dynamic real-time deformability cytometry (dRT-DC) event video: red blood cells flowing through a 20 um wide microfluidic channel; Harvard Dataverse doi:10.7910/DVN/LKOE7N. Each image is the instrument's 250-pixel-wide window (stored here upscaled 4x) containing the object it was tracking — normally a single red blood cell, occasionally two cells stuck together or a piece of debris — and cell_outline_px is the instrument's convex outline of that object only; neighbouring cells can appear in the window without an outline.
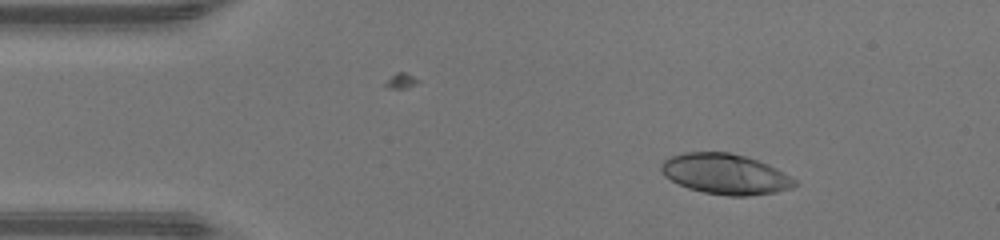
{"species": "human", "species_latin": "Homo sapiens", "temperature_condition": "warm", "stored_images_in_passage": 41, "camera_frame_rate_fps": 3000, "um_per_image_px": 0.085, "donor": {"sex": "male"}, "frame": {"image": 1, "passage_image": 1, "time_ms": 0.0, "image_size_px": [1000, 240], "cell_outline_px": [[800, 184], [792, 188], [776, 192], [748, 196], [728, 196], [704, 192], [688, 188], [664, 176], [660, 168], [660, 164], [664, 160], [672, 156], [684, 152], [728, 152], [744, 156], [768, 164], [776, 168], [796, 180]], "centroid_in_image_um": [61.66, 14.8], "position_along_channel_um": 23.3, "area_um2": 31.39}}
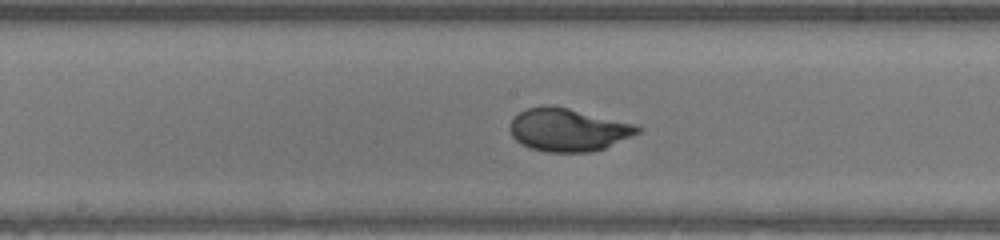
{"frame": {"image": 2, "passage_image": 18, "time_ms": 5.667, "image_size_px": [1000, 240], "cell_outline_px": [[644, 128], [640, 132], [604, 148], [592, 152], [548, 152], [528, 148], [520, 144], [512, 136], [508, 128], [512, 120], [520, 112], [528, 108], [540, 104], [548, 104], [568, 108], [632, 124]], "centroid_in_image_um": [48.23, 11.04], "position_along_channel_um": 200.0, "area_um2": 31.79}}
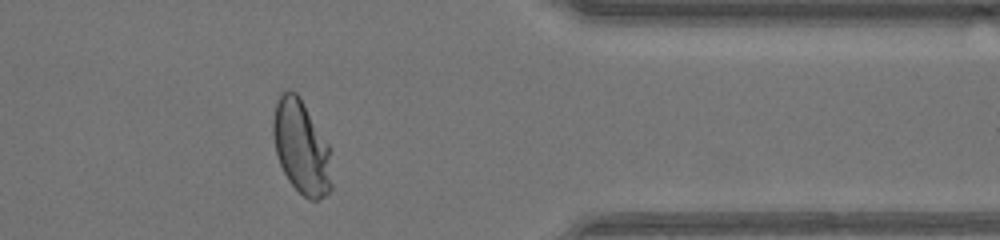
{"frame": {"image": 3, "passage_image": 32, "time_ms": 10.333, "image_size_px": [1000, 240], "cell_outline_px": [[332, 188], [324, 196], [316, 200], [308, 200], [288, 180], [280, 164], [276, 152], [272, 136], [272, 120], [276, 100], [280, 92], [284, 88], [288, 88], [296, 92], [300, 96], [328, 144], [332, 184]], "centroid_in_image_um": [25.58, 12.45], "position_along_channel_um": 385.8, "area_um2": 32.19}, "authors_computed_cell_mechanics": {"area_um2": 31.501, "velocity_mm_per_s": 4.3913, "shape_relaxation_time_tau1_ms": 3.0547, "shape_relaxation_time_tau2_ms": null, "deformation_change_tau1": 0.2093, "deformation_change_tau2": null}}